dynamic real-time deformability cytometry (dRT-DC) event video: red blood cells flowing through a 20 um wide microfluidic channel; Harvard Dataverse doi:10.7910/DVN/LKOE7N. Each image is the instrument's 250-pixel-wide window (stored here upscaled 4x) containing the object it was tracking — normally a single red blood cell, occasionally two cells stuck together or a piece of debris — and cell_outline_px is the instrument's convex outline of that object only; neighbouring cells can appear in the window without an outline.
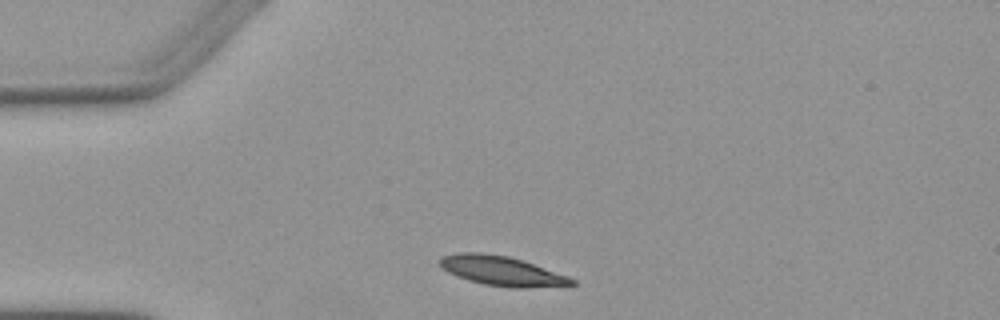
{"species": "Egyptian fruit bat (a non-hibernating species)", "species_latin": "Rousettus aegyptiacus", "temperature_condition": "warm", "stored_images_in_passage": 2, "camera_frame_rate_fps": 3000, "um_per_image_px": 0.085, "animal": {"sex": "female"}, "frame": {"image": 1, "passage_image": 1, "time_ms": 0.0, "image_size_px": [1000, 320], "cell_outline_px": [[576, 284], [528, 288], [512, 288], [484, 284], [468, 280], [456, 276], [448, 272], [436, 260], [440, 256], [456, 252], [480, 252], [508, 256], [524, 260], [568, 276], [576, 280]], "centroid_in_image_um": [42.62, 23.01], "position_along_channel_um": 42.4, "area_um2": 22.95}}